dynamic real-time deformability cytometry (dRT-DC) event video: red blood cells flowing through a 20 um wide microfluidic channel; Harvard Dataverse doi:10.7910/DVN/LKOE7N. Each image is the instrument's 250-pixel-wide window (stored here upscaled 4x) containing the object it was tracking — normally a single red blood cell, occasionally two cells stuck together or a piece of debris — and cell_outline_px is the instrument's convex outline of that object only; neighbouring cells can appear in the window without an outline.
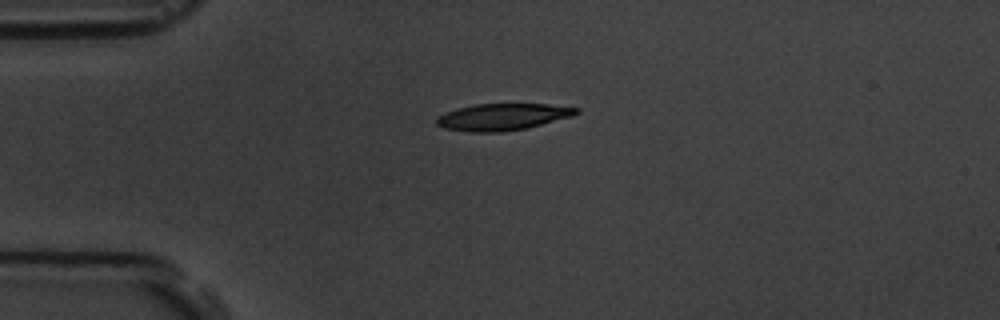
{"species": "common noctule bat (a hibernating species)", "species_latin": "Nyctalus noctula", "temperature_condition": "room temperature", "stored_images_in_passage": 7, "camera_frame_rate_fps": 3000, "um_per_image_px": 0.085, "animal": {"sex": "male", "body_mass_g": 19.5, "forearm_length_mm": 54.6}, "frame": {"image": 1, "passage_image": 1, "time_ms": 0.0, "image_size_px": [1000, 320], "cell_outline_px": [[580, 112], [572, 116], [524, 128], [500, 132], [468, 132], [444, 128], [436, 124], [436, 116], [444, 112], [456, 108], [476, 104], [548, 104], [580, 108]], "centroid_in_image_um": [42.67, 9.93], "position_along_channel_um": 42.3, "area_um2": 21.73}}
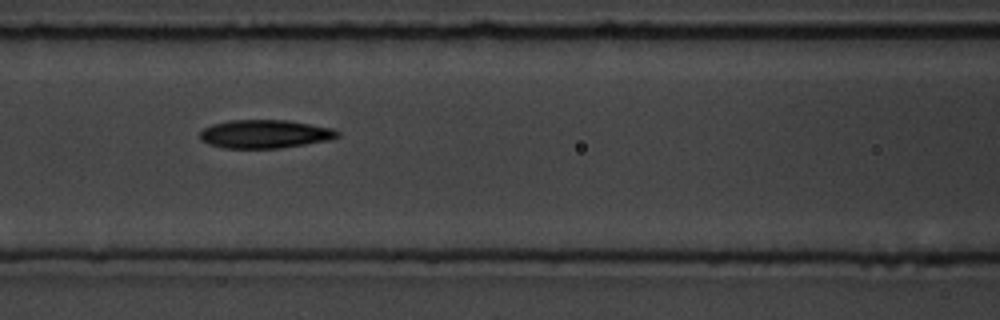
{"frame": {"image": 2, "passage_image": 4, "time_ms": 3.333, "image_size_px": [1000, 320], "cell_outline_px": [[340, 136], [332, 140], [280, 148], [224, 148], [208, 144], [200, 140], [200, 132], [204, 128], [212, 124], [228, 120], [288, 120], [332, 128], [340, 132]], "centroid_in_image_um": [22.53, 11.39], "position_along_channel_um": 144.1, "area_um2": 22.95}}
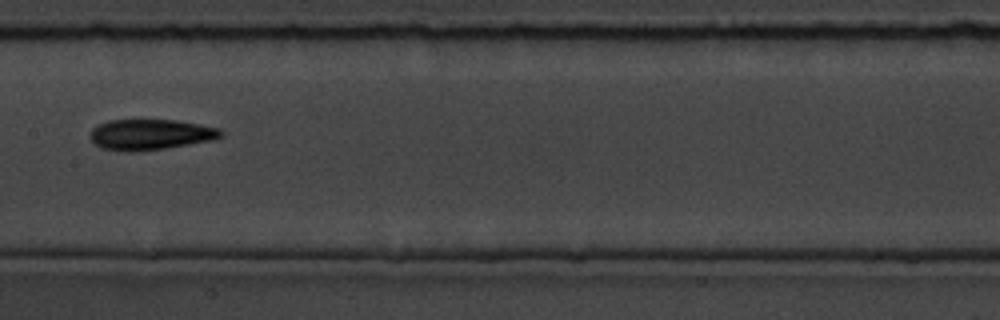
{"frame": {"image": 3, "passage_image": 5, "time_ms": 4.667, "image_size_px": [1000, 320], "cell_outline_px": [[224, 136], [212, 140], [164, 148], [128, 152], [100, 148], [88, 136], [92, 128], [108, 120], [176, 120], [200, 124], [220, 128], [224, 132]], "centroid_in_image_um": [12.79, 11.43], "position_along_channel_um": 194.6, "area_um2": 23.35}}